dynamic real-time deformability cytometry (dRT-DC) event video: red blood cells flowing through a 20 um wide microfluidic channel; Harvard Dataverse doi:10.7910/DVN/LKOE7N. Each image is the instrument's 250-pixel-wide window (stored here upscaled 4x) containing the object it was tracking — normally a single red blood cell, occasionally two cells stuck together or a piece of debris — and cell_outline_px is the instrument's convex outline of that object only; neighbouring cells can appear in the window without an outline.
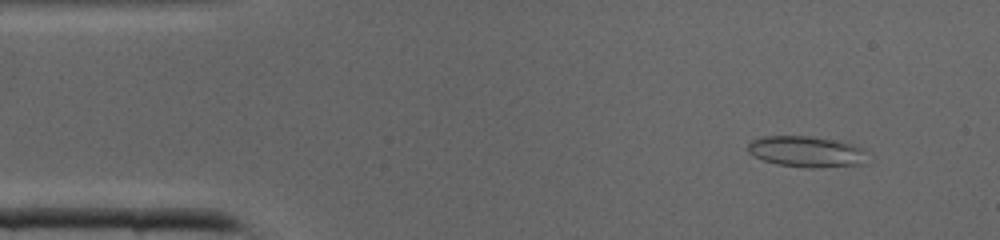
{"species": "common noctule bat (a hibernating species)", "species_latin": "Nyctalus noctula", "temperature_condition": "cold", "stored_images_in_passage": 40, "camera_frame_rate_fps": 3000, "um_per_image_px": 0.085, "animal": {"sex": "male", "body_mass_g": 19.0, "forearm_length_mm": 50.8}, "frame": {"image": 1, "passage_image": 4, "time_ms": 1.0, "image_size_px": [1000, 240], "cell_outline_px": [[864, 152], [860, 164], [812, 168], [776, 164], [764, 160], [748, 152], [748, 144], [752, 140], [764, 136], [808, 136], [836, 140], [852, 144], [864, 148]], "centroid_in_image_um": [68.49, 12.87], "position_along_channel_um": 16.5, "area_um2": 21.1}}
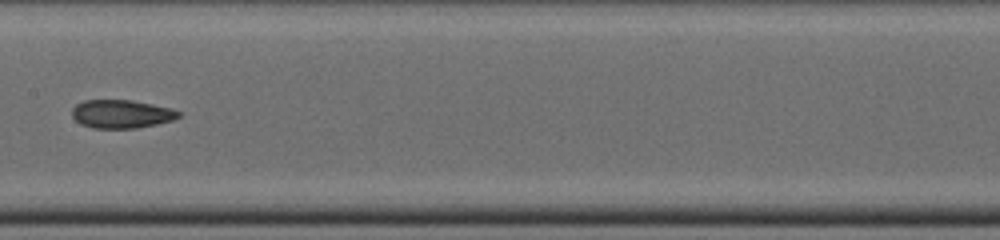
{"frame": {"image": 2, "passage_image": 20, "time_ms": 6.333, "image_size_px": [1000, 240], "cell_outline_px": [[180, 116], [172, 120], [156, 124], [136, 128], [92, 128], [80, 124], [72, 116], [72, 108], [76, 104], [84, 100], [132, 100], [172, 108], [180, 112]], "centroid_in_image_um": [10.3, 9.68], "position_along_channel_um": 197.1, "area_um2": 17.63}}
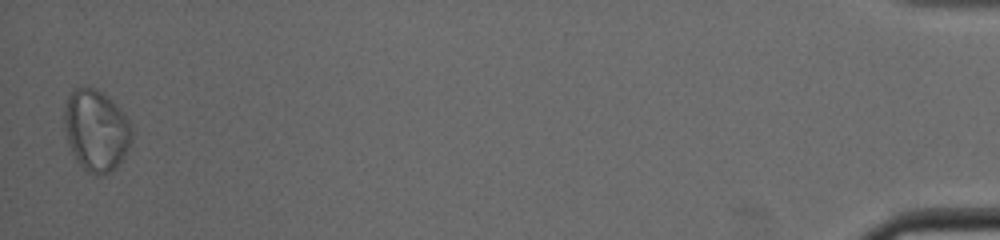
{"frame": {"image": 3, "passage_image": 40, "time_ms": 13.0, "image_size_px": [1000, 240], "cell_outline_px": [[132, 140], [124, 156], [108, 172], [88, 172], [76, 160], [72, 152], [68, 140], [64, 124], [64, 112], [68, 96], [72, 88], [96, 88], [116, 104], [128, 120], [132, 128]], "centroid_in_image_um": [8.16, 11.03], "position_along_channel_um": 427.0, "area_um2": 31.21}}